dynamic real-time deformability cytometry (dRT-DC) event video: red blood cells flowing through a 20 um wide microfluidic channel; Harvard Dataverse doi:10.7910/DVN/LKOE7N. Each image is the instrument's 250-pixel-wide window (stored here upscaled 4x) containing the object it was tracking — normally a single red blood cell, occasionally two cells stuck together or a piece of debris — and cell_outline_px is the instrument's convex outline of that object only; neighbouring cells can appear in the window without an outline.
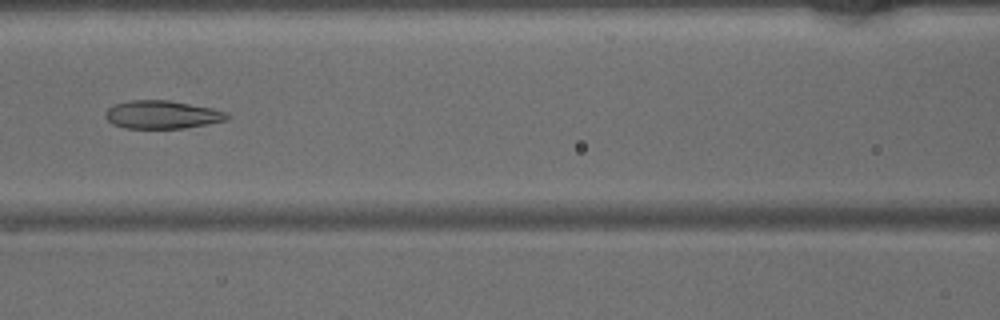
{"species": "common noctule bat (a hibernating species)", "species_latin": "Nyctalus noctula", "temperature_condition": "warm", "stored_images_in_passage": 45, "camera_frame_rate_fps": 3000, "um_per_image_px": 0.085, "animal": {"sex": "male", "body_mass_g": 15.6}, "frame": {"image": 1, "passage_image": 19, "time_ms": 6.0, "image_size_px": [1000, 320], "cell_outline_px": [[228, 116], [224, 120], [208, 124], [184, 128], [124, 128], [112, 124], [104, 116], [104, 112], [112, 104], [128, 100], [168, 100], [212, 108], [228, 112]], "centroid_in_image_um": [13.71, 9.74], "position_along_channel_um": 152.9, "area_um2": 20.0}}
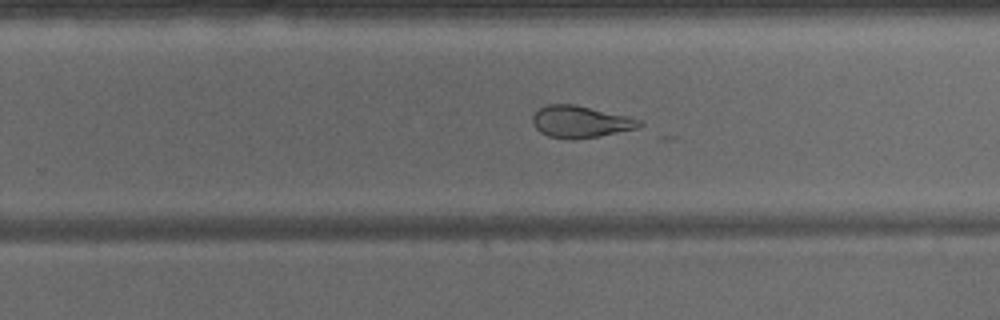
{"frame": {"image": 2, "passage_image": 28, "time_ms": 9.0, "image_size_px": [1000, 320], "cell_outline_px": [[644, 124], [636, 128], [600, 136], [572, 140], [548, 136], [540, 132], [532, 124], [532, 116], [540, 108], [548, 104], [576, 104], [628, 116], [644, 120]], "centroid_in_image_um": [49.35, 10.35], "position_along_channel_um": 280.5, "area_um2": 20.0}}
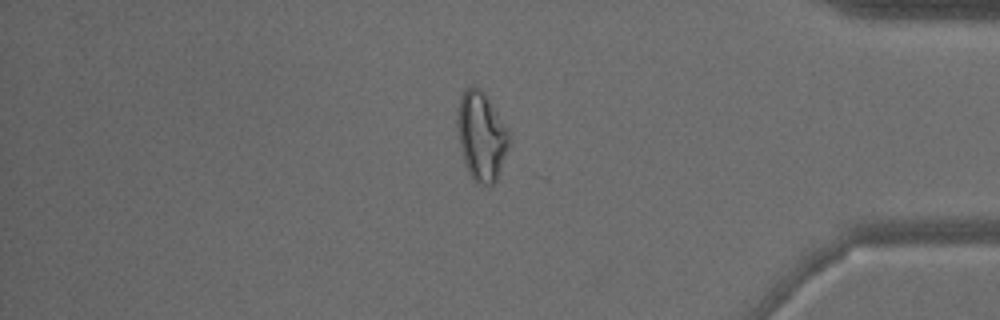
{"frame": {"image": 3, "passage_image": 38, "time_ms": 12.333, "image_size_px": [1000, 320], "cell_outline_px": [[508, 144], [496, 180], [492, 184], [480, 184], [472, 180], [468, 172], [464, 160], [460, 144], [456, 124], [456, 116], [460, 96], [464, 88], [472, 84], [480, 88], [484, 92], [504, 124], [508, 132]], "centroid_in_image_um": [40.86, 11.52], "position_along_channel_um": 394.3, "area_um2": 26.36}}